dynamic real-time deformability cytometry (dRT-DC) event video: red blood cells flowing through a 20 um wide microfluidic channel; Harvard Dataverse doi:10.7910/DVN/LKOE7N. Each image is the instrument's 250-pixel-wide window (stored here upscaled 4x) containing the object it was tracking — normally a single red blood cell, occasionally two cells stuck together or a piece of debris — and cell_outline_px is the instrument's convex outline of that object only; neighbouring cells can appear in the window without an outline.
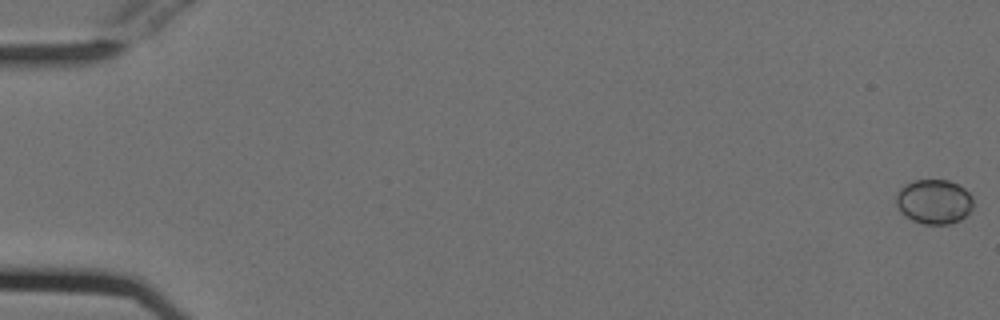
{"species": "Egyptian fruit bat (a non-hibernating species)", "species_latin": "Rousettus aegyptiacus", "temperature_condition": "cold", "stored_images_in_passage": 55, "camera_frame_rate_fps": 3000, "um_per_image_px": 0.085, "animal": {"sex": "female"}, "frame": {"image": 1, "passage_image": 1, "time_ms": 0.0, "image_size_px": [1000, 320], "cell_outline_px": [[972, 208], [960, 220], [948, 224], [924, 224], [912, 220], [904, 216], [900, 212], [896, 204], [896, 192], [904, 184], [916, 180], [948, 180], [964, 188], [972, 196]], "centroid_in_image_um": [79.35, 17.14], "position_along_channel_um": 5.6, "area_um2": 20.06}}
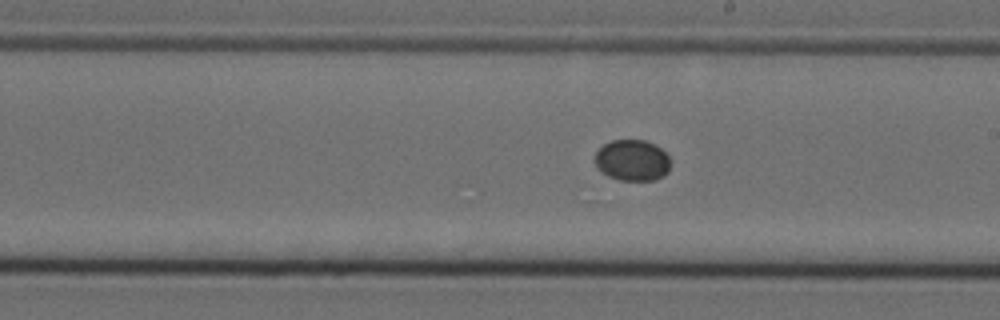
{"frame": {"image": 2, "passage_image": 32, "time_ms": 10.333, "image_size_px": [1000, 320], "cell_outline_px": [[668, 172], [664, 176], [656, 180], [620, 180], [608, 176], [596, 168], [596, 152], [604, 144], [612, 140], [644, 140], [660, 148], [668, 156]], "centroid_in_image_um": [53.72, 13.64], "position_along_channel_um": 235.3, "area_um2": 17.92}}
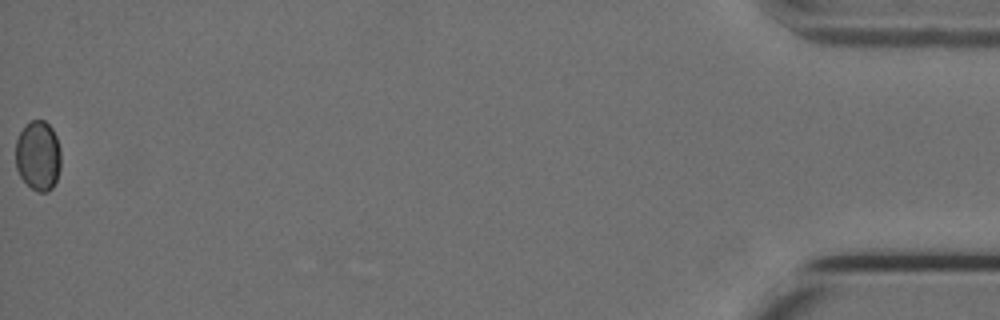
{"frame": {"image": 3, "passage_image": 55, "time_ms": 18.0, "image_size_px": [1000, 320], "cell_outline_px": [[60, 168], [56, 180], [52, 188], [48, 192], [36, 192], [20, 176], [16, 168], [16, 140], [20, 132], [32, 120], [44, 120], [52, 128], [56, 136], [60, 148]], "centroid_in_image_um": [3.25, 13.25], "position_along_channel_um": 432.0, "area_um2": 18.38}}